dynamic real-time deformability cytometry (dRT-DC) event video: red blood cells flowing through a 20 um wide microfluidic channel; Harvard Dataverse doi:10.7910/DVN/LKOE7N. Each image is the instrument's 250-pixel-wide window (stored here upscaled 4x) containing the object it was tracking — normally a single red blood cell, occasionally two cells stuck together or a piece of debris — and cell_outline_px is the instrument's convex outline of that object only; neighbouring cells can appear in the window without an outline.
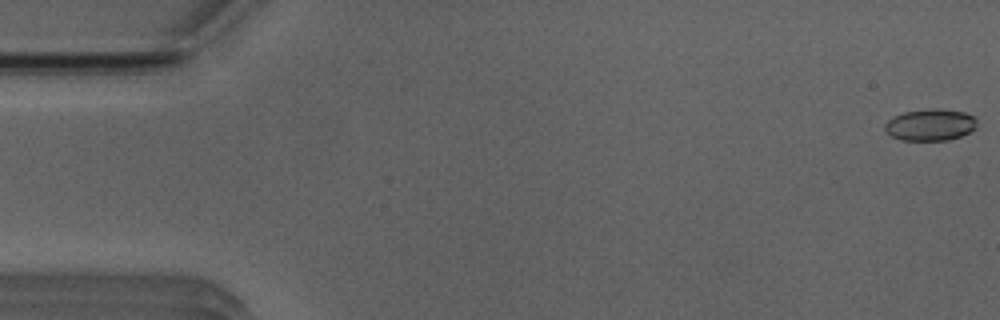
{"species": "Egyptian fruit bat (a non-hibernating species)", "species_latin": "Rousettus aegyptiacus", "temperature_condition": "room temperature", "stored_images_in_passage": 53, "segment_of_instrument_passage": [1, 2], "camera_frame_rate_fps": 3000, "um_per_image_px": 0.085, "animal": {"sex": "male"}, "frame": {"image": 1, "passage_image": 1, "time_ms": 0.0, "image_size_px": [1000, 320], "cell_outline_px": [[976, 128], [960, 136], [948, 140], [900, 140], [892, 136], [884, 128], [884, 124], [892, 116], [904, 112], [928, 108], [940, 108], [964, 112], [976, 116]], "centroid_in_image_um": [79.08, 10.59], "position_along_channel_um": 5.9, "area_um2": 17.17}}
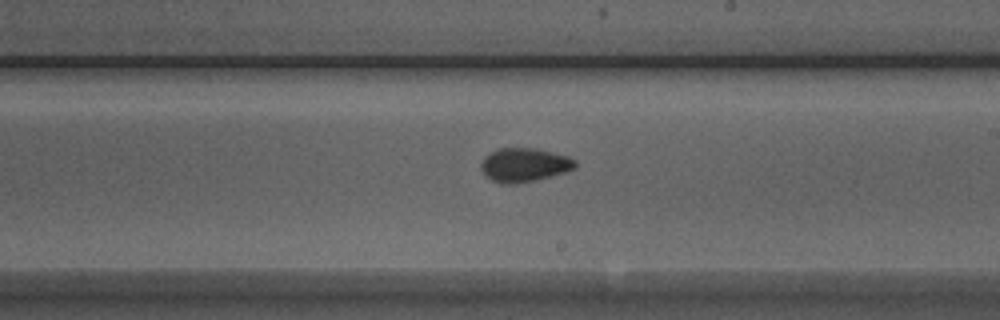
{"frame": {"image": 2, "passage_image": 30, "time_ms": 9.667, "image_size_px": [1000, 320], "cell_outline_px": [[576, 168], [564, 172], [536, 180], [516, 184], [500, 184], [484, 176], [480, 168], [480, 164], [484, 156], [496, 148], [536, 148], [568, 156], [576, 160]], "centroid_in_image_um": [44.52, 14.02], "position_along_channel_um": 244.5, "area_um2": 18.84}}
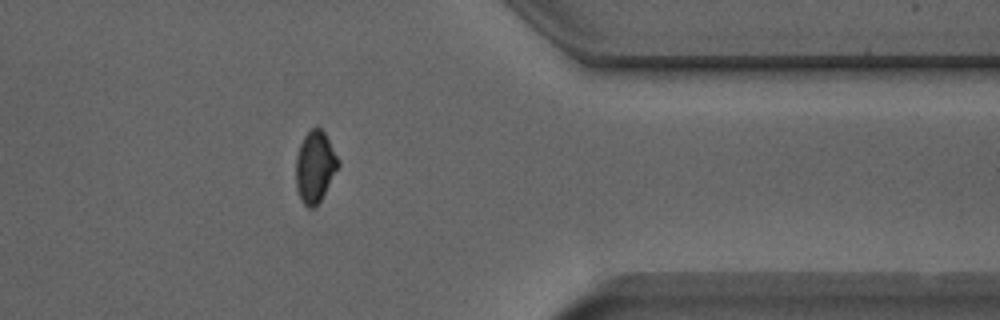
{"frame": {"image": 3, "passage_image": 42, "time_ms": 13.667, "image_size_px": [1000, 320], "cell_outline_px": [[340, 164], [316, 208], [308, 208], [300, 200], [296, 188], [296, 156], [300, 144], [304, 136], [316, 124], [324, 132], [340, 160]], "centroid_in_image_um": [26.77, 14.18], "position_along_channel_um": 384.6, "area_um2": 17.74}}